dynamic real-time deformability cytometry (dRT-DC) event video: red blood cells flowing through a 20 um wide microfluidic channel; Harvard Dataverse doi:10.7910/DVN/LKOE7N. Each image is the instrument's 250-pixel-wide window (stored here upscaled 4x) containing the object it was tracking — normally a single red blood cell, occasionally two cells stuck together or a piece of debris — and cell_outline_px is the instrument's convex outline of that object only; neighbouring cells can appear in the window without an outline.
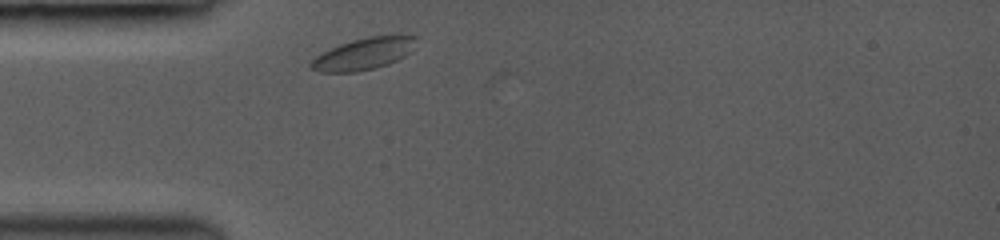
{"species": "common noctule bat (a hibernating species)", "species_latin": "Nyctalus noctula", "temperature_condition": "room temperature", "stored_images_in_passage": 5, "camera_frame_rate_fps": 3000, "um_per_image_px": 0.085, "animal": {"sex": "female", "body_mass_g": 19.0, "forearm_length_mm": 53.3}, "frame": {"image": 1, "passage_image": 4, "time_ms": 2.667, "image_size_px": [1000, 240], "cell_outline_px": [[420, 36], [412, 52], [388, 64], [356, 72], [320, 72], [312, 68], [308, 64], [316, 56], [340, 44], [352, 40], [368, 36]], "centroid_in_image_um": [30.95, 4.57], "position_along_channel_um": 54.1, "area_um2": 19.31}}